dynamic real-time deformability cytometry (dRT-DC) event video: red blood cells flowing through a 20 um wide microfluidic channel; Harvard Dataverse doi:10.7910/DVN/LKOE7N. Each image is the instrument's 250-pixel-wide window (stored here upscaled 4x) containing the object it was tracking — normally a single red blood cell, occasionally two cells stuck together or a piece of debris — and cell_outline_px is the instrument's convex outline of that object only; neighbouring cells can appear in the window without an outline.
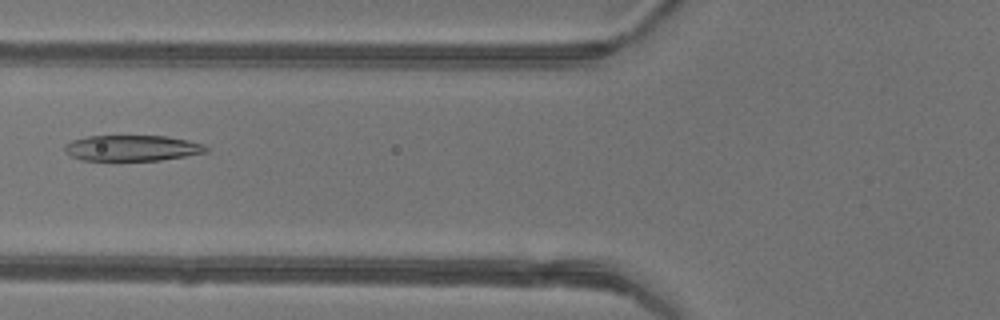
{"species": "common noctule bat (a hibernating species)", "species_latin": "Nyctalus noctula", "temperature_condition": "warm", "stored_images_in_passage": 36, "camera_frame_rate_fps": 3000, "um_per_image_px": 0.085, "animal": {"sex": "female"}, "frame": {"image": 1, "passage_image": 8, "time_ms": 2.333, "image_size_px": [1000, 320], "cell_outline_px": [[208, 152], [160, 160], [80, 160], [64, 152], [64, 144], [72, 140], [88, 136], [164, 136], [188, 140], [204, 144], [208, 148]], "centroid_in_image_um": [11.21, 12.58], "position_along_channel_um": 114.6, "area_um2": 21.21}}
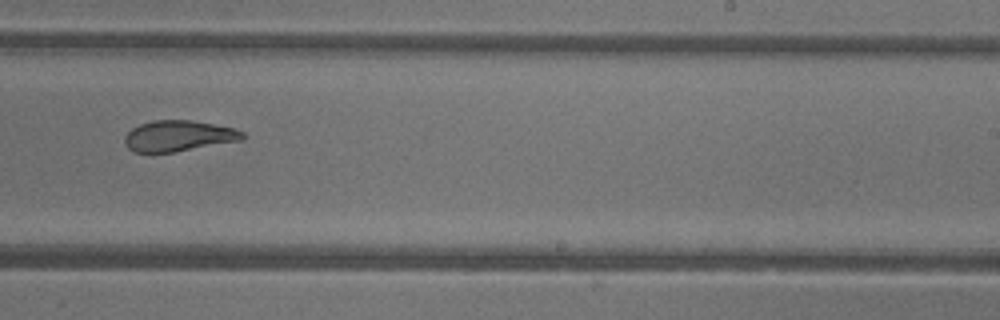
{"frame": {"image": 2, "passage_image": 19, "time_ms": 6.0, "image_size_px": [1000, 320], "cell_outline_px": [[248, 136], [244, 140], [172, 152], [132, 152], [124, 144], [124, 136], [132, 128], [140, 124], [152, 120], [192, 120], [236, 128], [244, 132]], "centroid_in_image_um": [15.21, 11.55], "position_along_channel_um": 273.8, "area_um2": 21.44}}
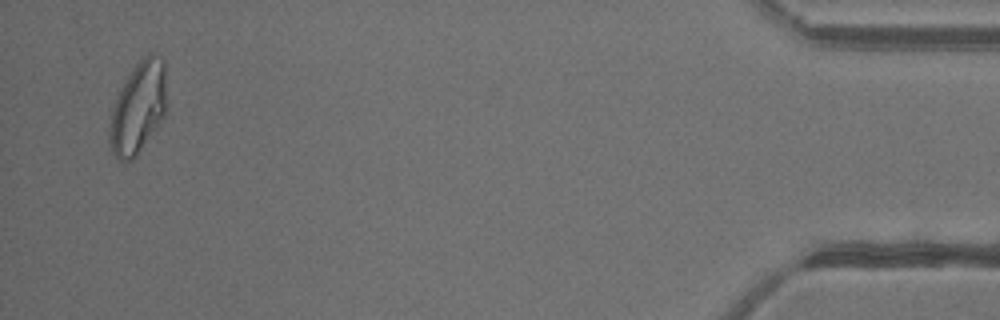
{"frame": {"image": 3, "passage_image": 35, "time_ms": 11.333, "image_size_px": [1000, 320], "cell_outline_px": [[164, 116], [156, 128], [136, 156], [132, 160], [120, 160], [112, 152], [108, 144], [108, 128], [112, 112], [120, 88], [132, 68], [148, 52], [164, 60]], "centroid_in_image_um": [11.7, 9.18], "position_along_channel_um": 423.5, "area_um2": 29.88}, "authors_computed_cell_mechanics": {"area_um2": 23.2356, "velocity_mm_per_s": 4.3421, "shape_relaxation_time_tau1_ms": null, "shape_relaxation_time_tau2_ms": 1.8631, "deformation_change_tau1": null, "deformation_change_tau2": 0.0853}}